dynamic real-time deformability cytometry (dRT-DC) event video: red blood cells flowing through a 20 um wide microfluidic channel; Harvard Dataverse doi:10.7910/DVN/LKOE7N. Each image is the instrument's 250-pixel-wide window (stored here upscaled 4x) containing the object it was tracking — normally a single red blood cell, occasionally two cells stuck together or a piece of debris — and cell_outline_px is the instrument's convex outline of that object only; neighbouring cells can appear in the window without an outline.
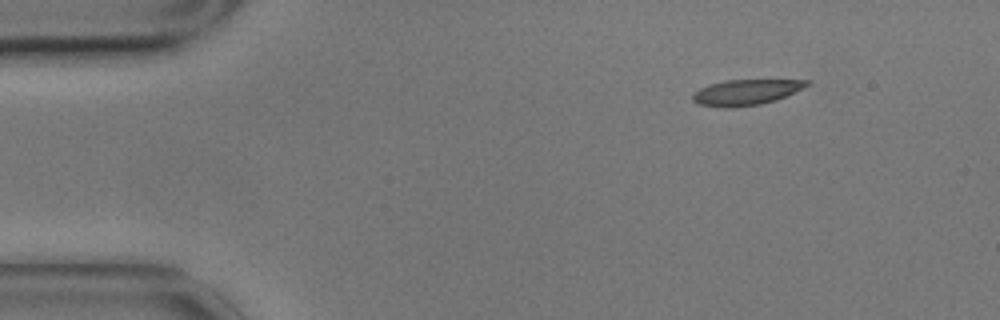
{"species": "common noctule bat (a hibernating species)", "species_latin": "Nyctalus noctula", "temperature_condition": "cold", "stored_images_in_passage": 51, "camera_frame_rate_fps": 3000, "um_per_image_px": 0.085, "animal": {"sex": "male", "body_mass_g": 17.9}, "frame": {"image": 1, "passage_image": 1, "time_ms": 0.0, "image_size_px": [1000, 320], "cell_outline_px": [[812, 84], [776, 100], [760, 104], [724, 108], [700, 104], [692, 100], [692, 96], [700, 88], [724, 80], [812, 80]], "centroid_in_image_um": [63.45, 7.83], "position_along_channel_um": 21.5, "area_um2": 16.82}}
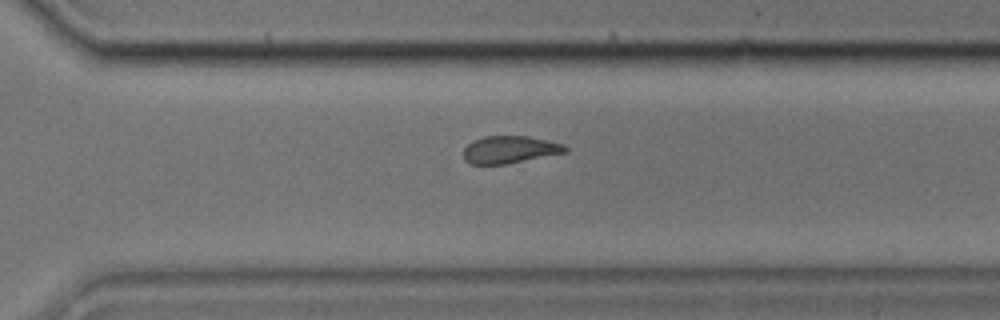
{"frame": {"image": 2, "passage_image": 34, "time_ms": 11.0, "image_size_px": [1000, 320], "cell_outline_px": [[568, 152], [508, 164], [468, 164], [464, 160], [464, 148], [472, 140], [484, 136], [528, 136], [548, 140], [564, 144], [568, 148]], "centroid_in_image_um": [43.34, 12.72], "position_along_channel_um": 327.3, "area_um2": 16.47}}
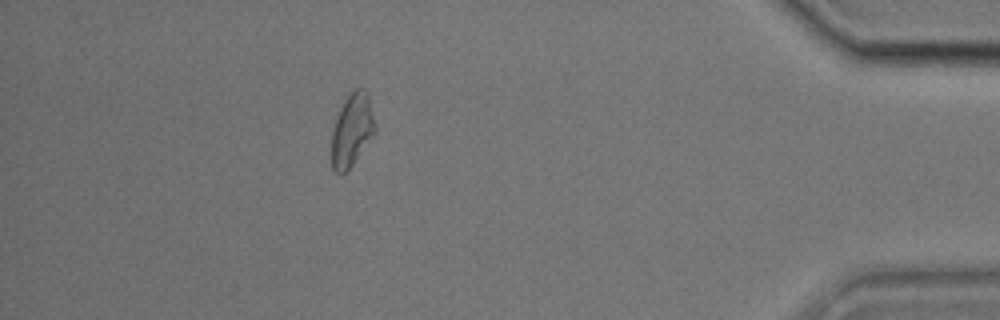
{"frame": {"image": 3, "passage_image": 45, "time_ms": 14.667, "image_size_px": [1000, 320], "cell_outline_px": [[376, 132], [352, 164], [340, 176], [332, 168], [332, 132], [336, 116], [344, 100], [356, 88], [364, 88], [368, 92], [376, 128]], "centroid_in_image_um": [29.92, 11.03], "position_along_channel_um": 405.3, "area_um2": 18.32}, "authors_computed_cell_mechanics": {"area_um2": 17.629, "velocity_mm_per_s": 3.4741, "shape_relaxation_time_tau1_ms": 7.9348, "shape_relaxation_time_tau2_ms": 5.3235, "deformation_change_tau1": 0.1625, "deformation_change_tau2": 0.1167}}